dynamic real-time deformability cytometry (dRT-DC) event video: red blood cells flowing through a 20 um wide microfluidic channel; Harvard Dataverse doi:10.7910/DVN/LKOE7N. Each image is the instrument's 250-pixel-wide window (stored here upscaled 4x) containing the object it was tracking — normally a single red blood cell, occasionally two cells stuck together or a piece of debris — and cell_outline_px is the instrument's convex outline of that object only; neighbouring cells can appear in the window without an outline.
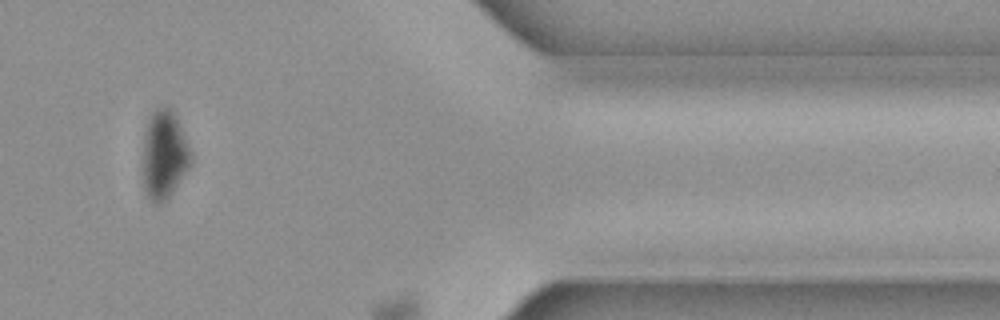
{"species": "common noctule bat (a hibernating species)", "species_latin": "Nyctalus noctula", "temperature_condition": "cold", "stored_images_in_passage": 44, "segment_of_instrument_passage": [2, 2], "camera_frame_rate_fps": 3000, "um_per_image_px": 0.085, "animal": {"sex": "female", "body_mass_g": 19.3, "forearm_length_mm": 54.1}, "frame": {"image": 1, "passage_image": 36, "time_ms": 11.667, "image_size_px": [1000, 320], "cell_outline_px": [[192, 160], [188, 168], [168, 196], [160, 204], [156, 204], [148, 200], [144, 192], [140, 172], [140, 156], [144, 128], [152, 112], [160, 104], [168, 104], [176, 116], [192, 152]], "centroid_in_image_um": [13.87, 13.12], "position_along_channel_um": 397.5, "area_um2": 25.95}}
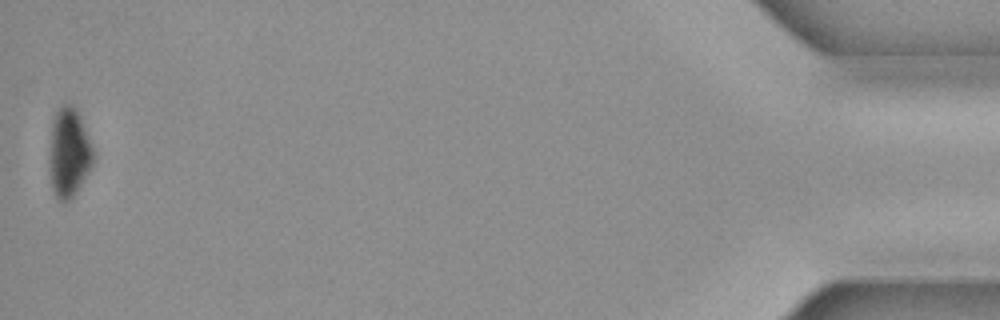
{"frame": {"image": 2, "passage_image": 44, "time_ms": 14.333, "image_size_px": [1000, 320], "cell_outline_px": [[92, 164], [76, 192], [68, 200], [60, 200], [56, 196], [52, 188], [52, 120], [56, 112], [64, 104], [72, 104], [80, 116], [92, 148]], "centroid_in_image_um": [5.88, 12.94], "position_along_channel_um": 429.3, "area_um2": 21.33}}